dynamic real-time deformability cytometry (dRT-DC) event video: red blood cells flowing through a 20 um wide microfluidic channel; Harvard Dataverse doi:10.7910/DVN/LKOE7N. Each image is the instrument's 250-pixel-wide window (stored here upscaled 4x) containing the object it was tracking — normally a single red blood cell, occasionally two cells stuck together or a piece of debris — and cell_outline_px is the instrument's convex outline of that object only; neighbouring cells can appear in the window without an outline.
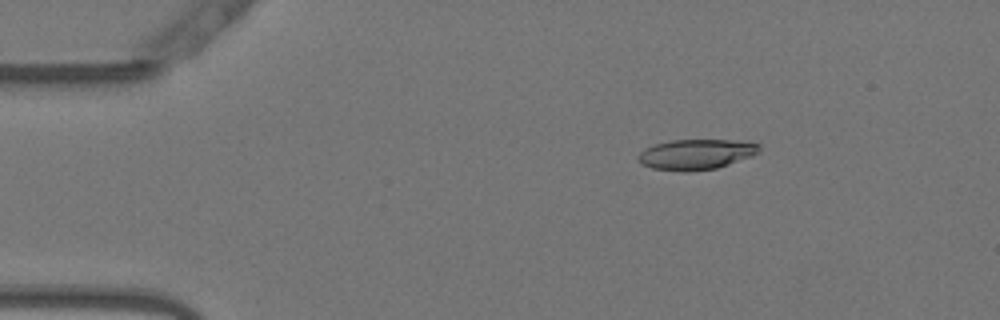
{"species": "Egyptian fruit bat (a non-hibernating species)", "species_latin": "Rousettus aegyptiacus", "temperature_condition": "warm", "stored_images_in_passage": 54, "camera_frame_rate_fps": 3000, "um_per_image_px": 0.085, "animal": {"sex": "female"}, "frame": {"image": 1, "passage_image": 9, "time_ms": 2.667, "image_size_px": [1000, 320], "cell_outline_px": [[760, 148], [752, 156], [716, 168], [688, 172], [684, 172], [652, 168], [640, 164], [636, 160], [636, 156], [644, 148], [656, 144], [672, 140], [732, 140], [760, 144]], "centroid_in_image_um": [59.09, 13.13], "position_along_channel_um": 25.9, "area_um2": 21.39}}
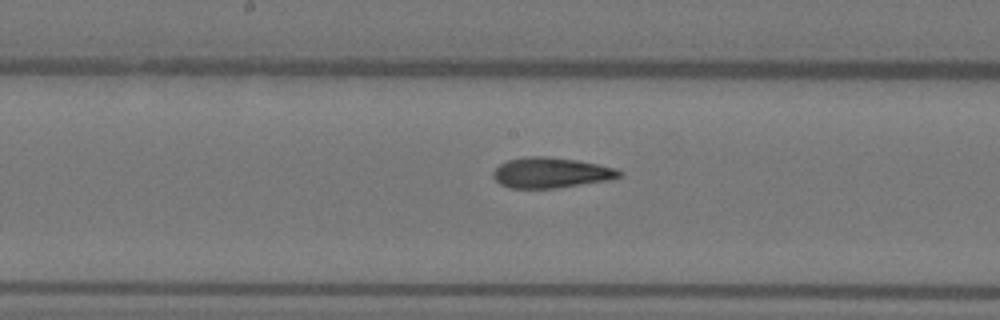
{"frame": {"image": 2, "passage_image": 28, "time_ms": 9.0, "image_size_px": [1000, 320], "cell_outline_px": [[620, 176], [608, 180], [556, 188], [508, 188], [500, 184], [492, 176], [492, 172], [500, 164], [508, 160], [524, 156], [548, 156], [576, 160], [616, 168], [620, 172]], "centroid_in_image_um": [46.77, 14.68], "position_along_channel_um": 201.4, "area_um2": 22.25}}
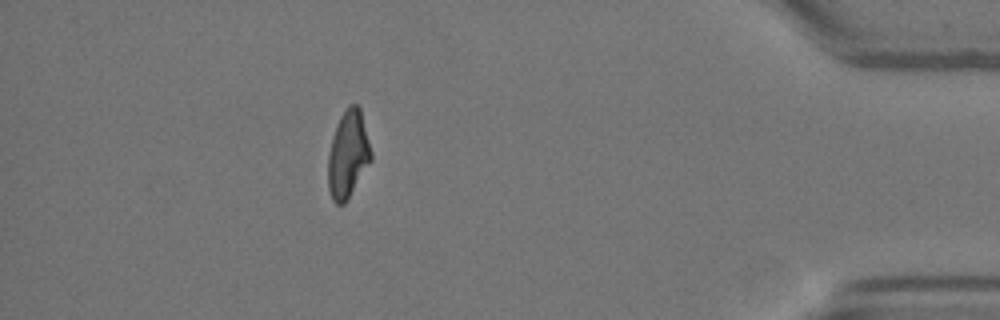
{"frame": {"image": 3, "passage_image": 48, "time_ms": 15.667, "image_size_px": [1000, 320], "cell_outline_px": [[372, 160], [344, 204], [336, 204], [332, 200], [328, 188], [328, 156], [332, 136], [336, 124], [340, 116], [348, 104], [356, 104], [360, 108], [372, 152]], "centroid_in_image_um": [29.57, 13.11], "position_along_channel_um": 405.6, "area_um2": 21.91}, "authors_computed_cell_mechanics": {"area_um2": 21.964, "velocity_mm_per_s": 3.8052, "shape_relaxation_time_tau1_ms": 10.5298, "shape_relaxation_time_tau2_ms": 2.0166, "deformation_change_tau1": 0.3189, "deformation_change_tau2": 0.1034}}